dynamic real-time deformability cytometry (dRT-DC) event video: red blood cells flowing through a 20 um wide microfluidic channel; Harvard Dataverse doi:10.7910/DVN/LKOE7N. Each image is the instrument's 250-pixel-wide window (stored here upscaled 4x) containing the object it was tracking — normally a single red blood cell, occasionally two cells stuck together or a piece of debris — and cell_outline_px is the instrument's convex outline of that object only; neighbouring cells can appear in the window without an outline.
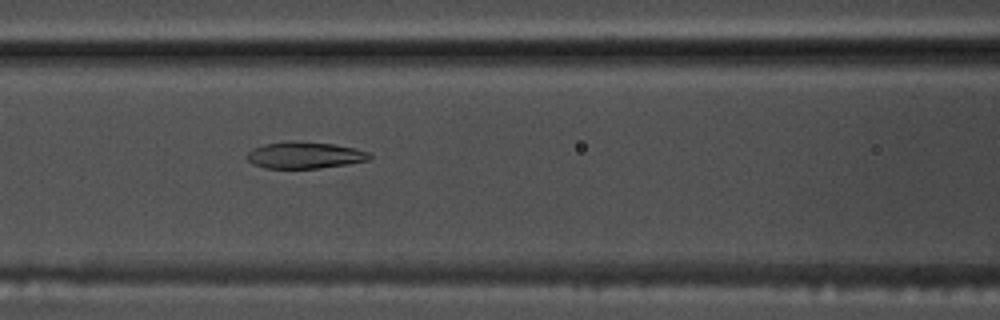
{"species": "common noctule bat (a hibernating species)", "species_latin": "Nyctalus noctula", "temperature_condition": "warm", "stored_images_in_passage": 40, "camera_frame_rate_fps": 3000, "um_per_image_px": 0.085, "animal": {"sex": "male", "body_mass_g": 17.5, "forearm_length_mm": 52.3}, "frame": {"image": 1, "passage_image": 14, "time_ms": 4.333, "image_size_px": [1000, 320], "cell_outline_px": [[372, 156], [368, 160], [348, 164], [320, 168], [264, 168], [252, 164], [244, 156], [252, 148], [264, 144], [288, 140], [292, 140], [332, 144], [352, 148], [368, 152]], "centroid_in_image_um": [25.83, 13.19], "position_along_channel_um": 140.8, "area_um2": 19.13}}
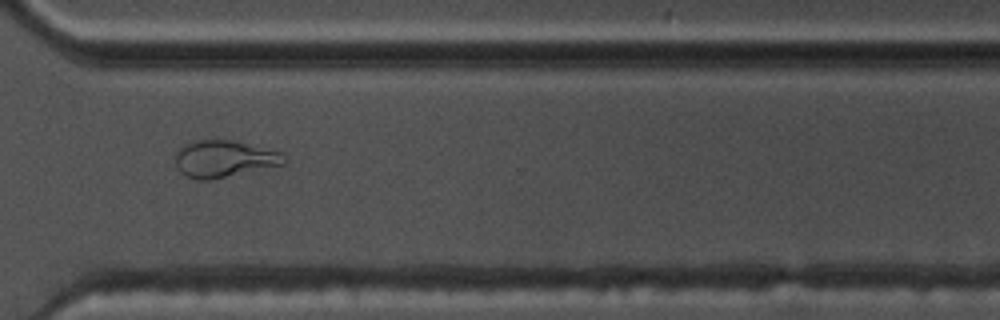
{"frame": {"image": 2, "passage_image": 31, "time_ms": 10.0, "image_size_px": [1000, 320], "cell_outline_px": [[288, 164], [212, 180], [196, 180], [184, 176], [176, 168], [176, 152], [184, 144], [192, 140], [232, 140], [280, 152], [288, 160]], "centroid_in_image_um": [19.05, 13.52], "position_along_channel_um": 351.6, "area_um2": 23.76}}
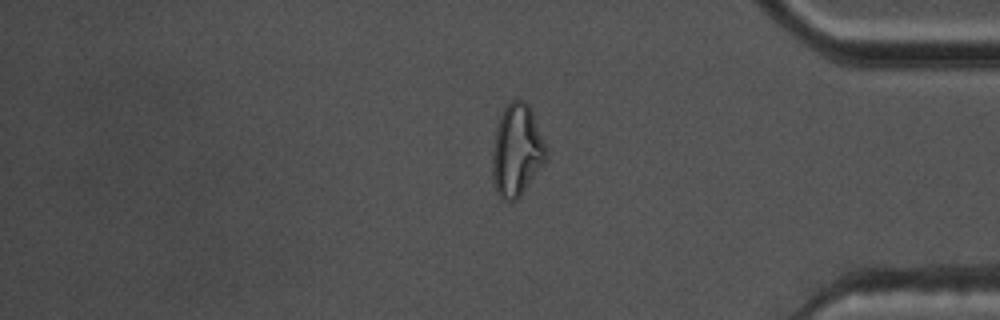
{"frame": {"image": 3, "passage_image": 36, "time_ms": 11.667, "image_size_px": [1000, 320], "cell_outline_px": [[548, 156], [520, 196], [516, 200], [500, 200], [492, 184], [492, 152], [496, 128], [500, 116], [504, 108], [512, 100], [524, 100], [532, 108], [548, 148]], "centroid_in_image_um": [43.93, 12.78], "position_along_channel_um": 391.3, "area_um2": 29.25}, "authors_computed_cell_mechanics": {"area_um2": 19.9699, "velocity_mm_per_s": 3.7271, "shape_relaxation_time_tau1_ms": 8.5144, "shape_relaxation_time_tau2_ms": 1.8778, "deformation_change_tau1": 0.2648, "deformation_change_tau2": 0.0918}}